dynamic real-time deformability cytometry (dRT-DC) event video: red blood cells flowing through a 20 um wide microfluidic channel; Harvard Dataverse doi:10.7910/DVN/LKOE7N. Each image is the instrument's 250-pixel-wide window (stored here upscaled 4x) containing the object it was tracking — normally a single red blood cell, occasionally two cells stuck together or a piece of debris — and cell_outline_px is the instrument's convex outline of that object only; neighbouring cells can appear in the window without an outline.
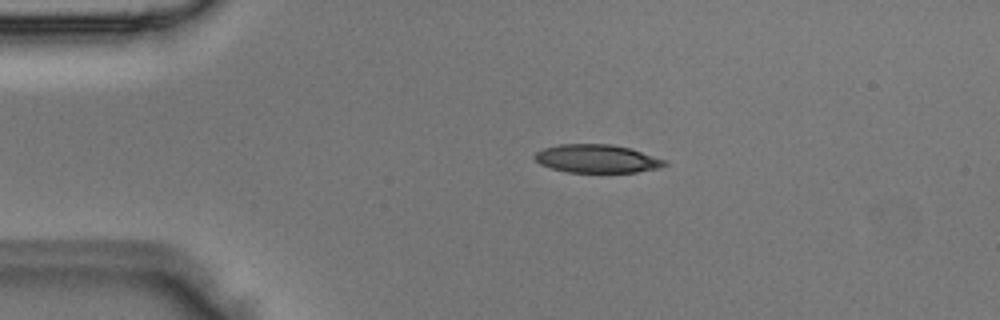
{"species": "Egyptian fruit bat (a non-hibernating species)", "species_latin": "Rousettus aegyptiacus", "temperature_condition": "room temperature", "stored_images_in_passage": 3, "camera_frame_rate_fps": 3000, "um_per_image_px": 0.085, "animal": {"sex": "male"}, "frame": {"image": 1, "passage_image": 2, "time_ms": 0.333, "image_size_px": [1000, 320], "cell_outline_px": [[668, 164], [660, 168], [636, 172], [568, 172], [552, 168], [540, 164], [532, 156], [536, 152], [544, 148], [560, 144], [612, 144], [632, 148], [668, 160]], "centroid_in_image_um": [50.79, 13.48], "position_along_channel_um": 34.2, "area_um2": 21.62}}